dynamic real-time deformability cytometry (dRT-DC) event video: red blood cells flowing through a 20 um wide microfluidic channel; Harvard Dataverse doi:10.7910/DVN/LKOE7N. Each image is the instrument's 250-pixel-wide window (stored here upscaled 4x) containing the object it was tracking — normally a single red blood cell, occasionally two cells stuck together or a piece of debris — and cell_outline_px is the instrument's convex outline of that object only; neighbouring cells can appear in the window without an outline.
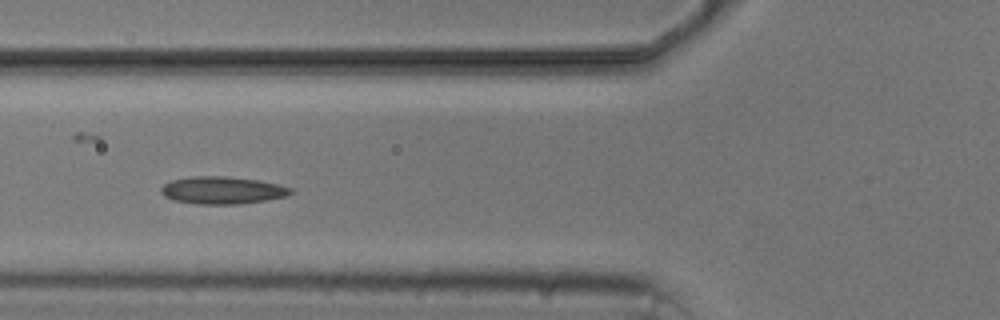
{"species": "common noctule bat (a hibernating species)", "species_latin": "Nyctalus noctula", "temperature_condition": "cold", "stored_images_in_passage": 3, "camera_frame_rate_fps": 3000, "um_per_image_px": 0.085, "animal": {"sex": "male", "body_mass_g": 20.5, "forearm_length_mm": 52.5}, "frame": {"image": 1, "passage_image": 2, "time_ms": 1.333, "image_size_px": [1000, 320], "cell_outline_px": [[292, 192], [288, 196], [268, 200], [240, 204], [200, 204], [172, 200], [164, 196], [160, 192], [160, 188], [164, 184], [172, 180], [192, 176], [224, 176], [260, 180], [280, 184], [292, 188]], "centroid_in_image_um": [18.92, 16.17], "position_along_channel_um": 106.9, "area_um2": 20.92}}
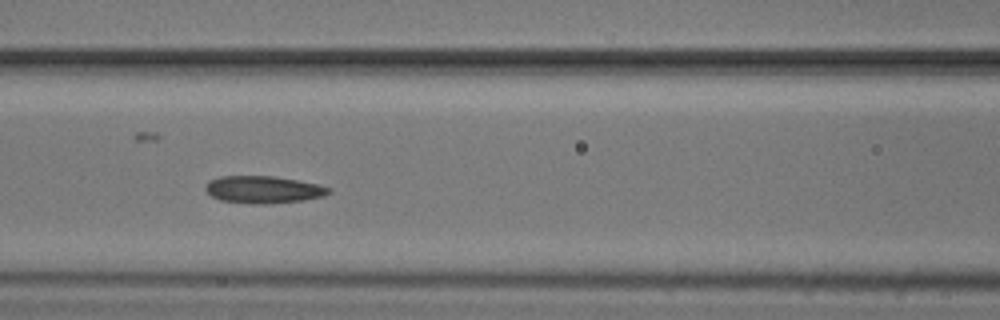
{"frame": {"image": 2, "passage_image": 3, "time_ms": 2.333, "image_size_px": [1000, 320], "cell_outline_px": [[332, 192], [324, 196], [304, 200], [268, 204], [252, 204], [220, 200], [212, 196], [204, 188], [208, 180], [220, 176], [276, 176], [316, 184], [332, 188]], "centroid_in_image_um": [22.38, 16.11], "position_along_channel_um": 144.2, "area_um2": 19.71}}